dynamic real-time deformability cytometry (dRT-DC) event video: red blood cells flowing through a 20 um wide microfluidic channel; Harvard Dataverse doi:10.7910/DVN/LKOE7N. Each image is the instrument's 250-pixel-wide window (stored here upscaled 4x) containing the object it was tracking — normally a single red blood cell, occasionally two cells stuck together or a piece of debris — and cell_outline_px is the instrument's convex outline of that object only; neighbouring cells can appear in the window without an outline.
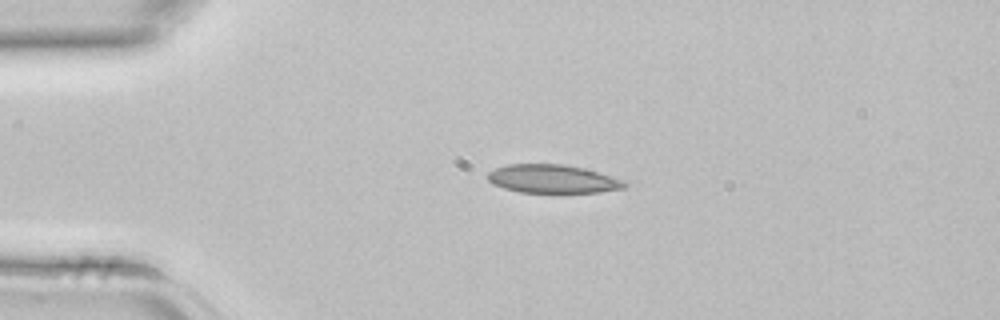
{"species": "common noctule bat (a hibernating species)", "species_latin": "Nyctalus noctula", "temperature_condition": "room temperature", "stored_images_in_passage": 3, "segment_of_instrument_passage": [1, 2], "camera_frame_rate_fps": 3000, "um_per_image_px": 0.085, "animal": {"sex": "female", "body_mass_g": 22.7, "forearm_length_mm": 54.2}, "frame": {"image": 1, "passage_image": 1, "time_ms": 0.0, "image_size_px": [1000, 320], "cell_outline_px": [[628, 184], [624, 188], [600, 192], [520, 192], [504, 188], [492, 184], [488, 180], [488, 172], [496, 168], [508, 164], [564, 164], [584, 168], [624, 180]], "centroid_in_image_um": [46.97, 15.2], "position_along_channel_um": 38.0, "area_um2": 22.54}}